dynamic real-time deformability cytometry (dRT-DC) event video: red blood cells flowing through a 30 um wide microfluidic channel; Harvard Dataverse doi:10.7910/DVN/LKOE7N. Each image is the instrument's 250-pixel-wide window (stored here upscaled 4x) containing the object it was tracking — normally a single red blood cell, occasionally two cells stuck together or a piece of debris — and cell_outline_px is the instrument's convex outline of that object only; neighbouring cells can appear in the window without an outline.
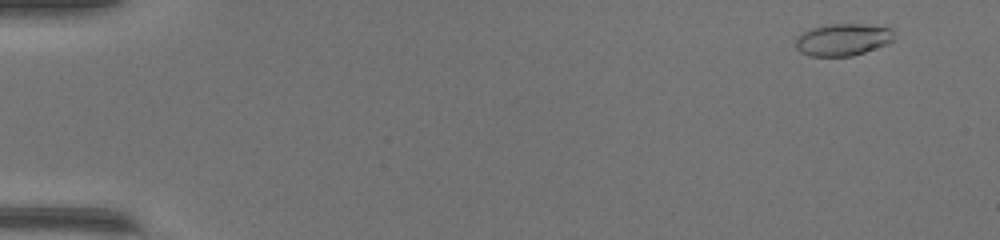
{"species": "common noctule bat (a hibernating species)", "species_latin": "Nyctalus noctula", "temperature_condition": "warm", "stored_images_in_passage": 50, "camera_frame_rate_fps": 3000, "um_per_image_px": 0.085, "animal": {"sex": "female", "body_mass_g": 17.0, "forearm_length_mm": 48.0}, "frame": {"image": 1, "passage_image": 4, "time_ms": 1.0, "image_size_px": [1000, 240], "cell_outline_px": [[892, 40], [888, 44], [852, 56], [812, 56], [800, 52], [796, 48], [796, 36], [800, 32], [812, 28], [828, 24], [860, 24], [888, 28], [892, 32]], "centroid_in_image_um": [71.57, 3.37], "position_along_channel_um": 13.4, "area_um2": 18.26}}
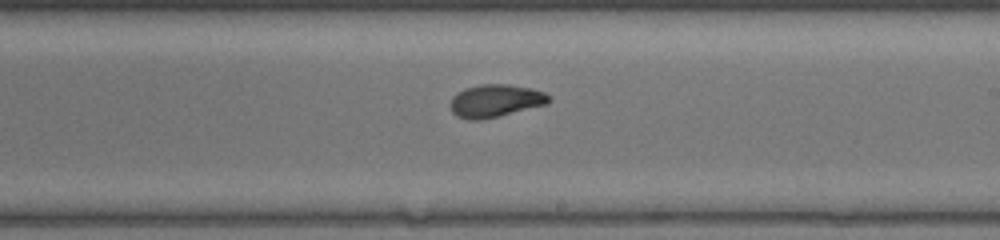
{"frame": {"image": 2, "passage_image": 31, "time_ms": 10.0, "image_size_px": [1000, 240], "cell_outline_px": [[552, 100], [548, 104], [500, 116], [480, 120], [468, 120], [456, 116], [452, 112], [452, 96], [464, 88], [480, 84], [508, 84], [532, 88], [544, 92], [552, 96]], "centroid_in_image_um": [42.16, 8.56], "position_along_channel_um": 246.8, "area_um2": 19.02}}
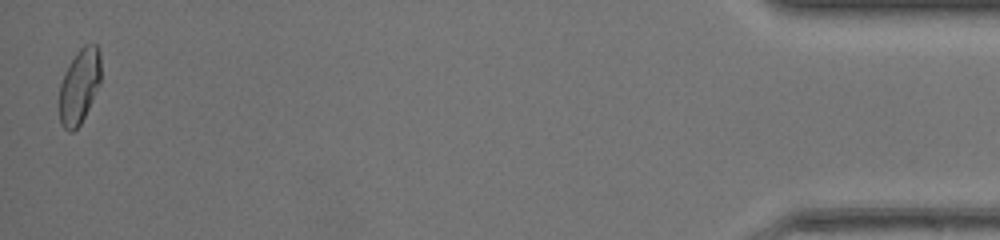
{"frame": {"image": 3, "passage_image": 50, "time_ms": 16.333, "image_size_px": [1000, 240], "cell_outline_px": [[100, 84], [80, 124], [72, 132], [68, 132], [60, 124], [60, 84], [68, 64], [76, 52], [84, 44], [96, 44], [100, 52]], "centroid_in_image_um": [6.74, 7.3], "position_along_channel_um": 428.5, "area_um2": 18.03}, "authors_computed_cell_mechanics": {"area_um2": 18.496, "velocity_mm_per_s": 4.2604, "shape_relaxation_time_tau1_ms": 5.7519, "shape_relaxation_time_tau2_ms": 0.9955, "deformation_change_tau1": 0.1959, "deformation_change_tau2": 0.0481}}